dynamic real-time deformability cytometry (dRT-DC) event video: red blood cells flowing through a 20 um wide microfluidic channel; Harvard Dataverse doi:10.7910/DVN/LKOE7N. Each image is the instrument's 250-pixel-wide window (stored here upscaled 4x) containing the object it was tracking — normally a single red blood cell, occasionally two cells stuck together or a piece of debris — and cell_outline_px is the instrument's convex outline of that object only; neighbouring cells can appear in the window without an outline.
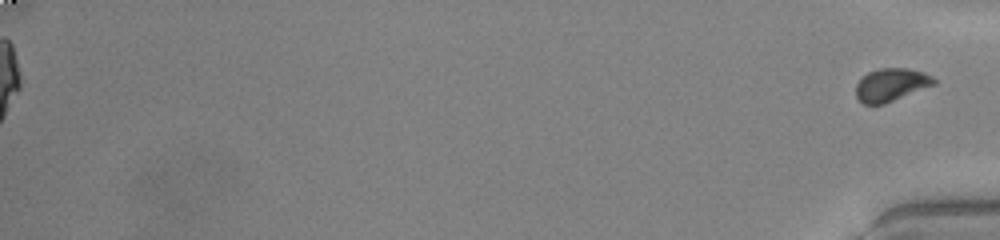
{"species": "common noctule bat (a hibernating species)", "species_latin": "Nyctalus noctula", "temperature_condition": "warm", "stored_images_in_passage": 50, "segment_of_instrument_passage": [2, 2], "camera_frame_rate_fps": 3000, "um_per_image_px": 0.085, "animal": {"sex": "male", "body_mass_g": 20.0, "forearm_length_mm": 53.3}, "frame": {"image": 1, "passage_image": 50, "time_ms": 16.333, "image_size_px": [1000, 240], "cell_outline_px": [[936, 84], [884, 104], [864, 104], [856, 96], [856, 84], [860, 76], [868, 72], [880, 68], [908, 68], [924, 72], [932, 76], [936, 80]], "centroid_in_image_um": [75.74, 7.19], "position_along_channel_um": 359.5, "area_um2": 15.09}}